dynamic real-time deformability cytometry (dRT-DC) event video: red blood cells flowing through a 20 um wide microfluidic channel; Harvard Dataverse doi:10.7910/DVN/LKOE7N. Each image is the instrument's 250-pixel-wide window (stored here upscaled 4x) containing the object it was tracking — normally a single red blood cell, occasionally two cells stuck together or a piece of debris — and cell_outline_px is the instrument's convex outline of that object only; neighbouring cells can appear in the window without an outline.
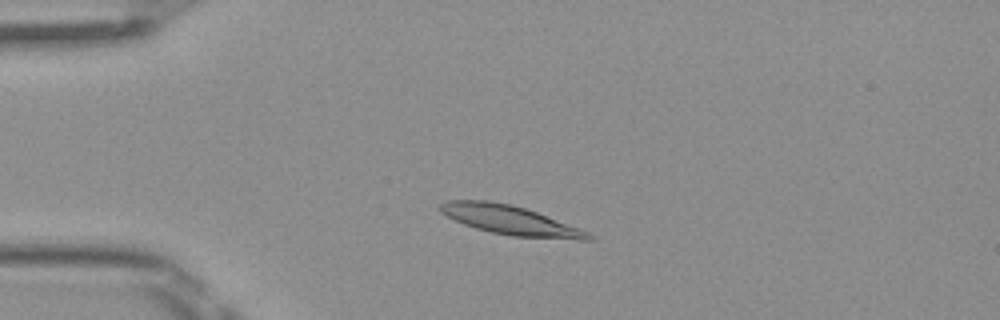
{"species": "Egyptian fruit bat (a non-hibernating species)", "species_latin": "Rousettus aegyptiacus", "temperature_condition": "room temperature", "stored_images_in_passage": 47, "camera_frame_rate_fps": 3000, "um_per_image_px": 0.085, "frame": {"image": 1, "passage_image": 9, "time_ms": 2.667, "image_size_px": [1000, 320], "cell_outline_px": [[596, 240], [580, 240], [512, 236], [492, 232], [476, 228], [464, 224], [440, 212], [436, 208], [440, 204], [448, 200], [488, 200], [512, 204], [536, 212], [580, 228], [596, 236]], "centroid_in_image_um": [43.4, 18.71], "position_along_channel_um": 41.6, "area_um2": 25.26}}
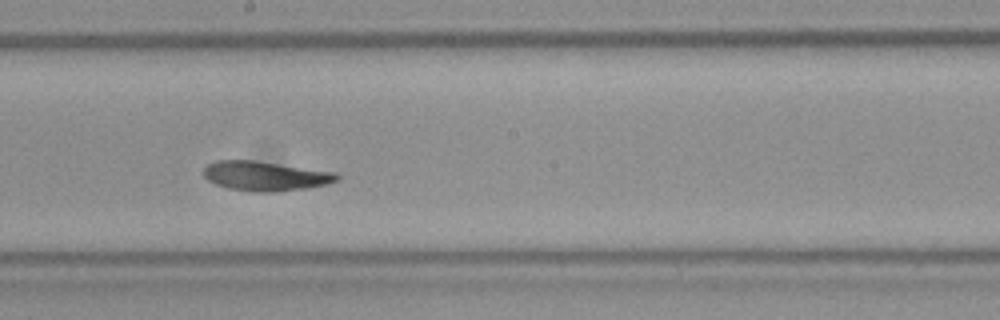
{"frame": {"image": 2, "passage_image": 25, "time_ms": 8.0, "image_size_px": [1000, 320], "cell_outline_px": [[340, 180], [328, 184], [308, 188], [272, 192], [252, 192], [228, 188], [216, 184], [208, 180], [204, 176], [204, 168], [208, 164], [216, 160], [256, 160], [336, 172], [340, 176]], "centroid_in_image_um": [22.59, 14.96], "position_along_channel_um": 225.6, "area_um2": 23.18}}
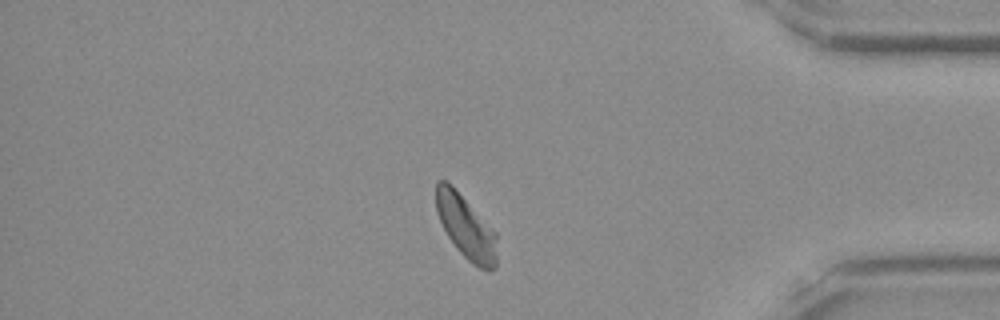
{"frame": {"image": 3, "passage_image": 40, "time_ms": 13.0, "image_size_px": [1000, 320], "cell_outline_px": [[496, 268], [488, 272], [472, 264], [456, 248], [448, 236], [436, 212], [436, 180], [448, 180], [452, 184], [496, 232]], "centroid_in_image_um": [39.6, 19.28], "position_along_channel_um": 395.6, "area_um2": 22.6}, "authors_computed_cell_mechanics": {"area_um2": 23.0044, "velocity_mm_per_s": 3.9948, "shape_relaxation_time_tau1_ms": null, "shape_relaxation_time_tau2_ms": 7.1535, "deformation_change_tau1": null, "deformation_change_tau2": 0.1347}}